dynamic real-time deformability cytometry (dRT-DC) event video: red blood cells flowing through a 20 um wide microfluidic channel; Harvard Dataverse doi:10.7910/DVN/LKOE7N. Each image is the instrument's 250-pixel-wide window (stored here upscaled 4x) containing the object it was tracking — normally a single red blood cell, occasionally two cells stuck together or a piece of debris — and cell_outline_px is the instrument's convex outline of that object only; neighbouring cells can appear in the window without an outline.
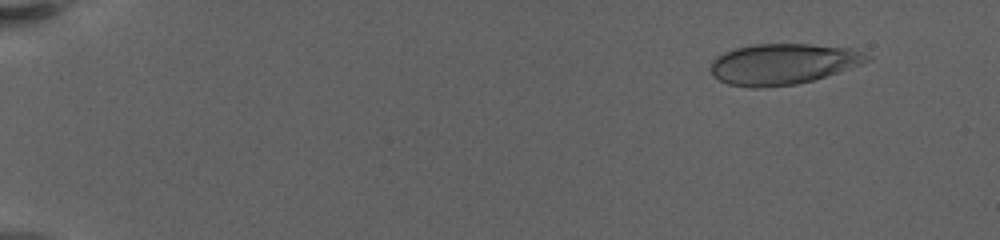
{"species": "human", "species_latin": "Homo sapiens", "temperature_condition": "warm", "stored_images_in_passage": 9, "camera_frame_rate_fps": 3000, "um_per_image_px": 0.085, "donor": {"sex": "female"}, "frame": {"image": 1, "passage_image": 2, "time_ms": 1.333, "image_size_px": [1000, 240], "cell_outline_px": [[872, 60], [812, 80], [796, 84], [760, 88], [752, 88], [728, 84], [712, 76], [712, 60], [716, 56], [724, 52], [736, 48], [752, 44], [808, 44], [852, 48], [864, 52], [872, 56]], "centroid_in_image_um": [66.54, 5.43], "position_along_channel_um": 18.5, "area_um2": 37.11}}
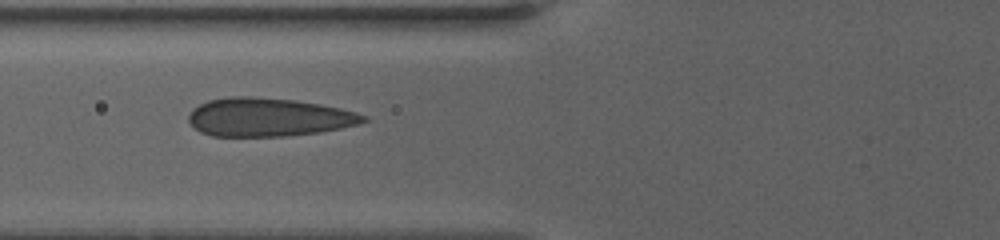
{"frame": {"image": 2, "passage_image": 8, "time_ms": 8.333, "image_size_px": [1000, 240], "cell_outline_px": [[368, 120], [356, 124], [340, 128], [320, 132], [284, 136], [212, 136], [200, 132], [188, 120], [188, 116], [192, 108], [208, 100], [228, 96], [252, 96], [296, 100], [320, 104], [340, 108], [356, 112], [368, 116]], "centroid_in_image_um": [22.8, 9.95], "position_along_channel_um": 103.0, "area_um2": 39.25}}
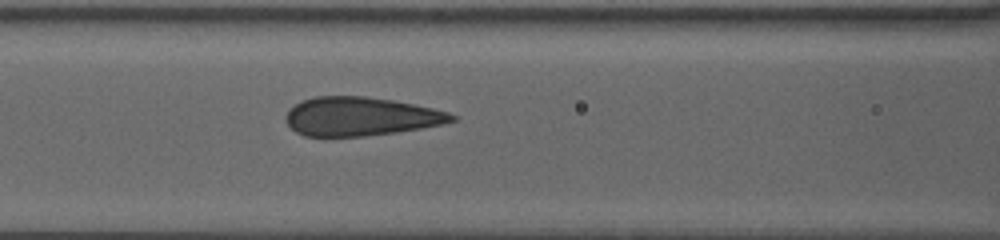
{"frame": {"image": 3, "passage_image": 9, "time_ms": 9.333, "image_size_px": [1000, 240], "cell_outline_px": [[456, 120], [440, 124], [420, 128], [396, 132], [364, 136], [304, 136], [296, 132], [284, 120], [284, 116], [296, 104], [304, 100], [316, 96], [364, 96], [392, 100], [432, 108], [448, 112], [456, 116]], "centroid_in_image_um": [30.62, 9.9], "position_along_channel_um": 136.0, "area_um2": 37.05}}